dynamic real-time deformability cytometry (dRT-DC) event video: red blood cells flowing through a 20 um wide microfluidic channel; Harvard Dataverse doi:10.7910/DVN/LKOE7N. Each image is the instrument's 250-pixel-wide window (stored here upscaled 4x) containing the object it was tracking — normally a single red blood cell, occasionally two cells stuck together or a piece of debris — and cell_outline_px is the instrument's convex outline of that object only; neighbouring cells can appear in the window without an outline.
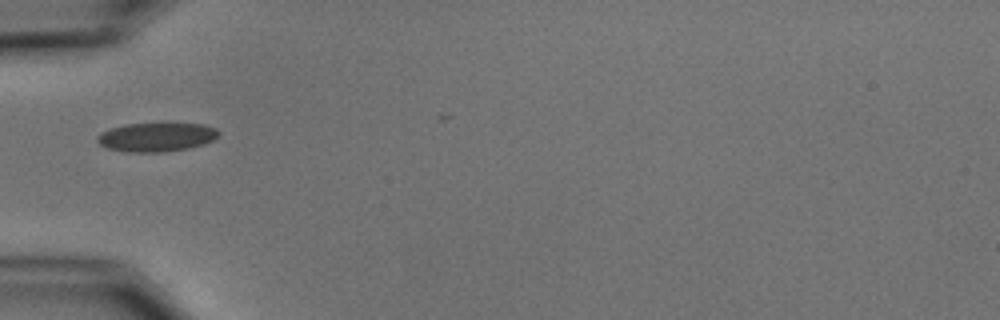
{"species": "common noctule bat (a hibernating species)", "species_latin": "Nyctalus noctula", "temperature_condition": "cold", "stored_images_in_passage": 4, "camera_frame_rate_fps": 3000, "um_per_image_px": 0.085, "animal": {"sex": "male", "body_mass_g": 15.6}, "frame": {"image": 1, "passage_image": 1, "time_ms": 0.0, "image_size_px": [1000, 320], "cell_outline_px": [[220, 132], [212, 140], [204, 144], [188, 148], [164, 152], [128, 152], [108, 148], [100, 144], [96, 140], [96, 136], [100, 132], [112, 128], [128, 124], [160, 120], [164, 120], [204, 124], [216, 128]], "centroid_in_image_um": [13.32, 11.59], "position_along_channel_um": 71.7, "area_um2": 21.39}}